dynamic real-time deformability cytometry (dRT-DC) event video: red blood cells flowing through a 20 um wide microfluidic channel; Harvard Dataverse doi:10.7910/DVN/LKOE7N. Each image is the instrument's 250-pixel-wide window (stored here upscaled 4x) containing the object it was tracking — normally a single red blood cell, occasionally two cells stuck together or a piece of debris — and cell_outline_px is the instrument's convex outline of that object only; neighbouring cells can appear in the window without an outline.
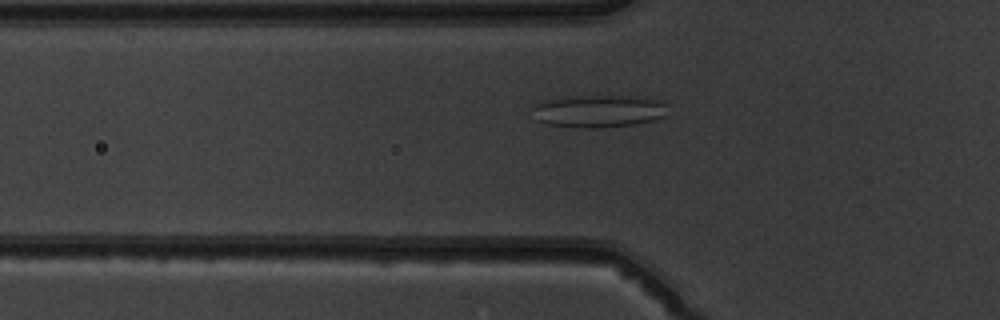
{"species": "common noctule bat (a hibernating species)", "species_latin": "Nyctalus noctula", "temperature_condition": "warm", "stored_images_in_passage": 48, "camera_frame_rate_fps": 3000, "um_per_image_px": 0.085, "animal": {"sex": "male", "body_mass_g": 19.5, "forearm_length_mm": 54.6}, "frame": {"image": 1, "passage_image": 14, "time_ms": 4.333, "image_size_px": [1000, 320], "cell_outline_px": [[668, 116], [636, 124], [596, 128], [584, 128], [544, 124], [536, 120], [532, 104], [544, 100], [576, 96], [608, 96], [656, 100], [668, 104]], "centroid_in_image_um": [50.85, 9.47], "position_along_channel_um": 74.9, "area_um2": 25.43}}
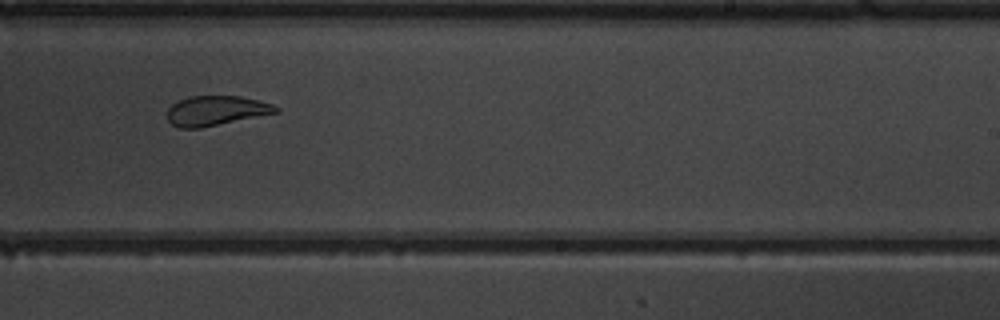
{"frame": {"image": 2, "passage_image": 29, "time_ms": 9.333, "image_size_px": [1000, 320], "cell_outline_px": [[280, 112], [200, 128], [180, 128], [172, 124], [168, 120], [168, 108], [176, 100], [188, 96], [240, 96], [272, 104], [280, 108]], "centroid_in_image_um": [18.35, 9.4], "position_along_channel_um": 270.7, "area_um2": 18.84}}
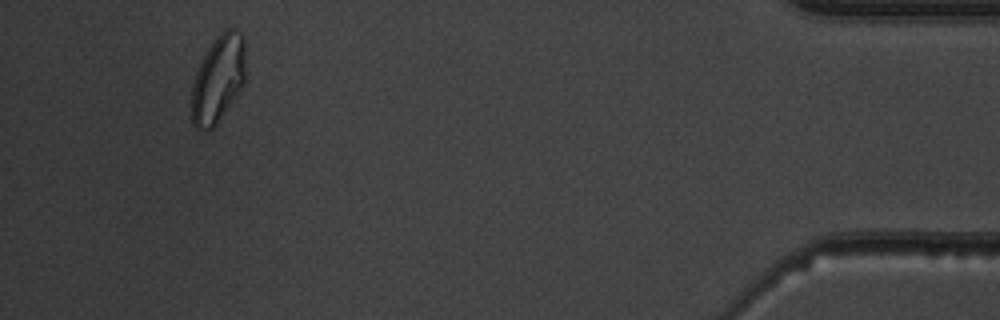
{"frame": {"image": 3, "passage_image": 45, "time_ms": 14.667, "image_size_px": [1000, 320], "cell_outline_px": [[248, 72], [244, 84], [216, 124], [212, 128], [196, 128], [192, 124], [192, 84], [196, 72], [208, 48], [220, 32], [224, 28], [232, 28], [240, 32], [244, 36]], "centroid_in_image_um": [18.6, 6.64], "position_along_channel_um": 416.6, "area_um2": 27.69}, "authors_computed_cell_mechanics": {"area_um2": 23.6691, "velocity_mm_per_s": 3.9113, "shape_relaxation_time_tau1_ms": null, "shape_relaxation_time_tau2_ms": 2.2465, "deformation_change_tau1": null, "deformation_change_tau2": 0.0847}}